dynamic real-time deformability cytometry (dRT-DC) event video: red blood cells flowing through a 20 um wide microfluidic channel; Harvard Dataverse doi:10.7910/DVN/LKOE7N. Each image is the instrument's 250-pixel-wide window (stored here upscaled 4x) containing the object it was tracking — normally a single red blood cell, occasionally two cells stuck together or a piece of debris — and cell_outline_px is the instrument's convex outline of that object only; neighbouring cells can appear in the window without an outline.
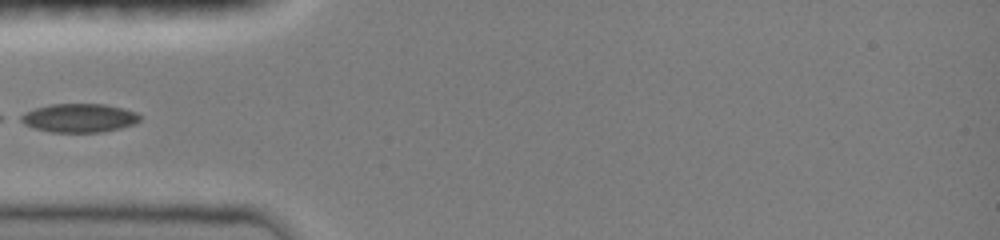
{"species": "common noctule bat (a hibernating species)", "species_latin": "Nyctalus noctula", "temperature_condition": "room temperature", "stored_images_in_passage": 36, "camera_frame_rate_fps": 3000, "um_per_image_px": 0.085, "animal": {"sex": "female", "body_mass_g": 19.0, "forearm_length_mm": 51.5}, "frame": {"image": 1, "passage_image": 1, "time_ms": 0.0, "image_size_px": [1000, 240], "cell_outline_px": [[144, 116], [140, 120], [132, 124], [120, 128], [104, 132], [52, 132], [36, 128], [24, 124], [16, 120], [16, 116], [24, 112], [36, 108], [52, 104], [104, 104], [124, 108], [136, 112]], "centroid_in_image_um": [6.71, 10.02], "position_along_channel_um": 78.3, "area_um2": 20.11}}
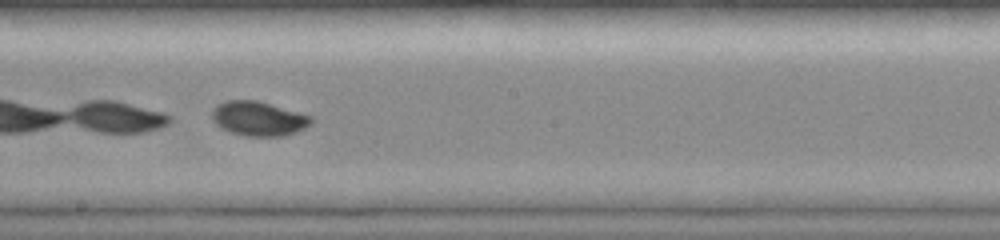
{"frame": {"image": 2, "passage_image": 18, "time_ms": 3.667, "image_size_px": [1000, 240], "cell_outline_px": [[312, 124], [296, 132], [284, 136], [244, 136], [232, 132], [216, 124], [212, 120], [212, 108], [216, 104], [228, 100], [256, 100], [312, 116]], "centroid_in_image_um": [21.97, 10.08], "position_along_channel_um": 226.2, "area_um2": 19.83}}
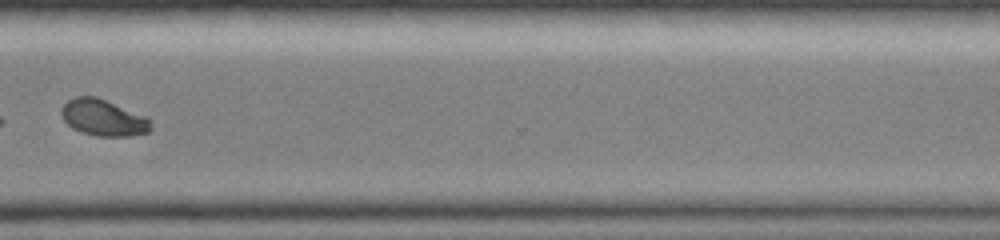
{"frame": {"image": 3, "passage_image": 29, "time_ms": 7.0, "image_size_px": [1000, 240], "cell_outline_px": [[152, 128], [148, 132], [128, 136], [96, 136], [80, 132], [72, 128], [64, 120], [60, 112], [60, 108], [68, 100], [76, 96], [96, 96], [148, 116], [152, 120]], "centroid_in_image_um": [8.8, 10.0], "position_along_channel_um": 361.8, "area_um2": 19.31}}